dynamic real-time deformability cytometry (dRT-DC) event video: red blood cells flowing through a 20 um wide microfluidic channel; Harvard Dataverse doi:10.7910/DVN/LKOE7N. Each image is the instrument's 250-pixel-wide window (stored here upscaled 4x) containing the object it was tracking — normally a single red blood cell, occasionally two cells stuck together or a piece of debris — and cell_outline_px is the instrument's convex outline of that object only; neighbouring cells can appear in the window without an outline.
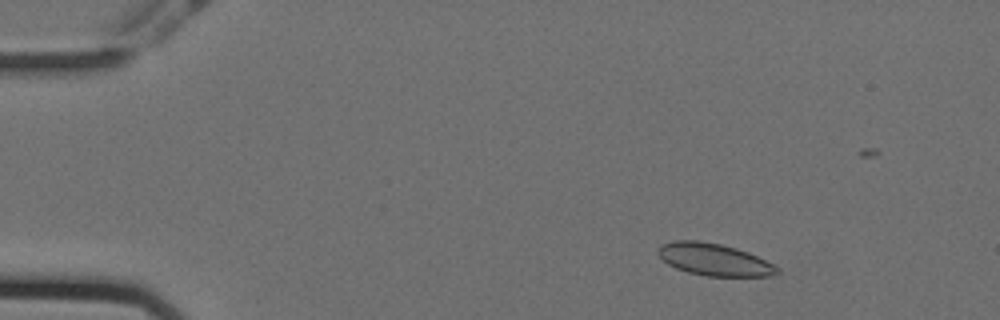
{"species": "Egyptian fruit bat (a non-hibernating species)", "species_latin": "Rousettus aegyptiacus", "temperature_condition": "cold", "stored_images_in_passage": 54, "camera_frame_rate_fps": 3000, "um_per_image_px": 0.085, "animal": {"sex": "female"}, "frame": {"image": 1, "passage_image": 4, "time_ms": 1.0, "image_size_px": [1000, 320], "cell_outline_px": [[780, 272], [768, 276], [704, 276], [688, 272], [676, 268], [668, 264], [656, 252], [656, 248], [660, 244], [672, 240], [700, 240], [720, 244], [736, 248], [748, 252], [780, 268]], "centroid_in_image_um": [60.65, 22.05], "position_along_channel_um": 24.4, "area_um2": 22.37}}
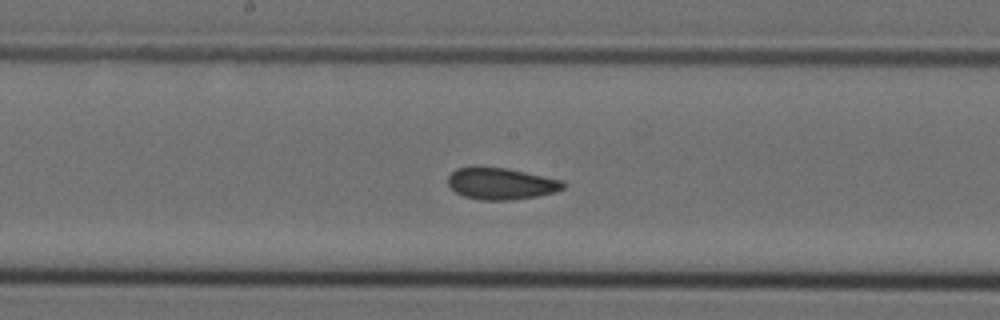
{"frame": {"image": 2, "passage_image": 26, "time_ms": 8.333, "image_size_px": [1000, 320], "cell_outline_px": [[564, 188], [556, 192], [536, 196], [512, 200], [480, 200], [464, 196], [456, 192], [448, 184], [448, 176], [456, 168], [476, 164], [508, 168], [544, 176], [560, 180], [564, 184]], "centroid_in_image_um": [42.53, 15.57], "position_along_channel_um": 205.7, "area_um2": 21.68}}
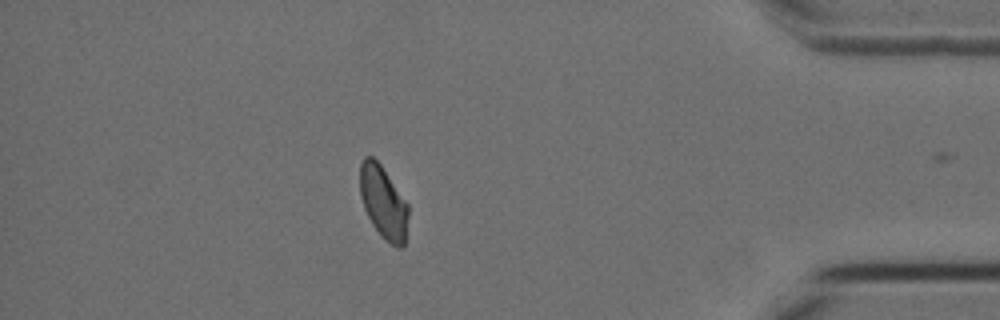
{"frame": {"image": 3, "passage_image": 46, "time_ms": 15.0, "image_size_px": [1000, 320], "cell_outline_px": [[408, 216], [404, 244], [400, 248], [396, 248], [384, 240], [372, 224], [364, 208], [360, 196], [360, 164], [364, 156], [372, 156], [380, 164], [408, 204]], "centroid_in_image_um": [32.57, 17.21], "position_along_channel_um": 402.6, "area_um2": 20.4}, "authors_computed_cell_mechanics": {"area_um2": 21.4727, "velocity_mm_per_s": 3.5444, "shape_relaxation_time_tau1_ms": null, "shape_relaxation_time_tau2_ms": 1.379, "deformation_change_tau1": null, "deformation_change_tau2": 0.0671}}